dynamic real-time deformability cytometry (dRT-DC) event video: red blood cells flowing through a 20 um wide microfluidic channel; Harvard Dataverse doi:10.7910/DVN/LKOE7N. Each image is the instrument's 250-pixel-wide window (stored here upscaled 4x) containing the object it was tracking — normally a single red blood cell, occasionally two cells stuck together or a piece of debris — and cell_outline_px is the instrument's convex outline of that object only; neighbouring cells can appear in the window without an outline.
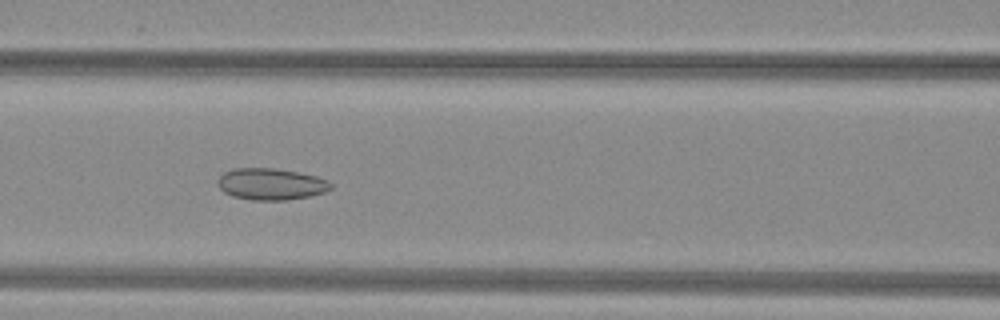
{"species": "common noctule bat (a hibernating species)", "species_latin": "Nyctalus noctula", "temperature_condition": "warm", "stored_images_in_passage": 47, "camera_frame_rate_fps": 3000, "um_per_image_px": 0.085, "animal": {"sex": "female", "body_mass_g": 29.2, "forearm_length_mm": 56.3}, "frame": {"image": 1, "passage_image": 18, "time_ms": 5.667, "image_size_px": [1000, 320], "cell_outline_px": [[332, 188], [324, 192], [308, 196], [288, 200], [252, 200], [232, 196], [224, 192], [216, 184], [216, 180], [224, 172], [232, 168], [272, 168], [300, 172], [316, 176], [328, 180], [332, 184]], "centroid_in_image_um": [23.01, 15.64], "position_along_channel_um": 143.6, "area_um2": 20.98}}
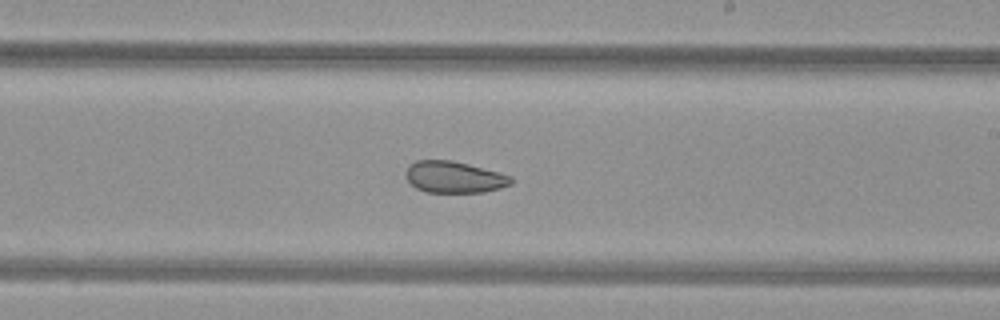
{"frame": {"image": 2, "passage_image": 26, "time_ms": 8.333, "image_size_px": [1000, 320], "cell_outline_px": [[512, 184], [500, 188], [484, 192], [428, 192], [416, 188], [404, 176], [404, 172], [408, 164], [416, 160], [452, 160], [500, 172], [512, 176]], "centroid_in_image_um": [38.58, 15.04], "position_along_channel_um": 250.4, "area_um2": 19.54}}
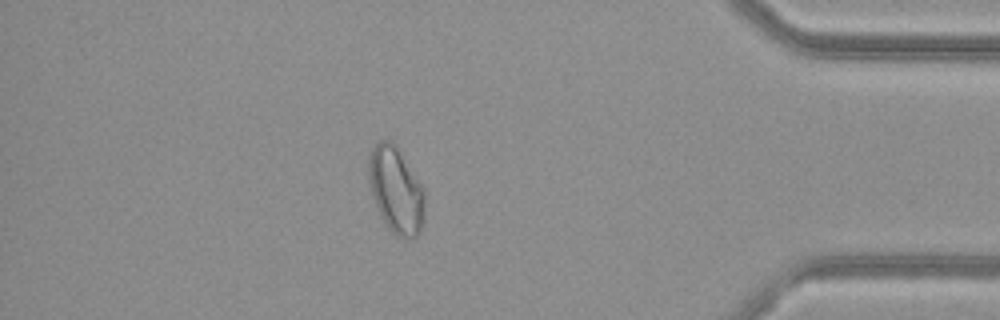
{"frame": {"image": 3, "passage_image": 40, "time_ms": 13.0, "image_size_px": [1000, 320], "cell_outline_px": [[424, 224], [420, 232], [416, 236], [396, 236], [384, 224], [380, 216], [368, 180], [368, 156], [372, 148], [380, 140], [392, 140], [396, 144], [424, 188]], "centroid_in_image_um": [33.66, 16.13], "position_along_channel_um": 401.5, "area_um2": 28.38}}